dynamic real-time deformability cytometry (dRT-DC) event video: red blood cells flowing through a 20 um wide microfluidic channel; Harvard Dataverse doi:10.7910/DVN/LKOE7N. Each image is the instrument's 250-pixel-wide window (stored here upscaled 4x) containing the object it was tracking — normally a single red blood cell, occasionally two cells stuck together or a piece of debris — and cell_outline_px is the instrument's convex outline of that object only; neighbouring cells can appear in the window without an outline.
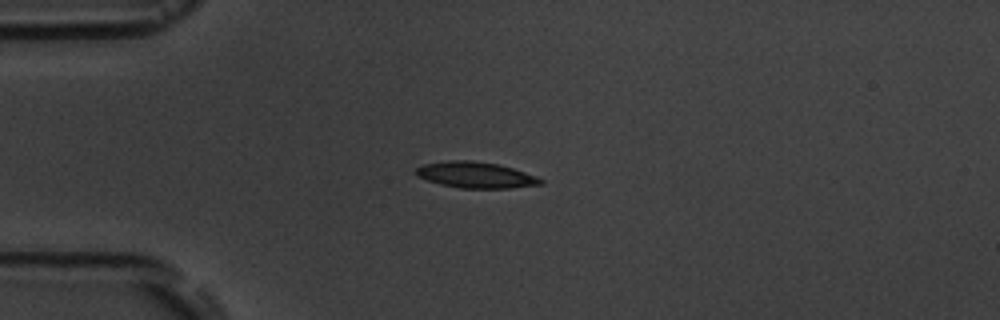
{"species": "common noctule bat (a hibernating species)", "species_latin": "Nyctalus noctula", "temperature_condition": "room temperature", "stored_images_in_passage": 13, "camera_frame_rate_fps": 3000, "um_per_image_px": 0.085, "animal": {"sex": "male", "body_mass_g": 19.5, "forearm_length_mm": 54.6}, "frame": {"image": 1, "passage_image": 3, "time_ms": 3.333, "image_size_px": [1000, 320], "cell_outline_px": [[544, 184], [508, 188], [460, 188], [440, 184], [416, 176], [412, 172], [416, 168], [424, 164], [448, 160], [468, 160], [496, 164], [512, 168], [536, 176], [544, 180]], "centroid_in_image_um": [40.4, 14.87], "position_along_channel_um": 44.6, "area_um2": 18.9}}
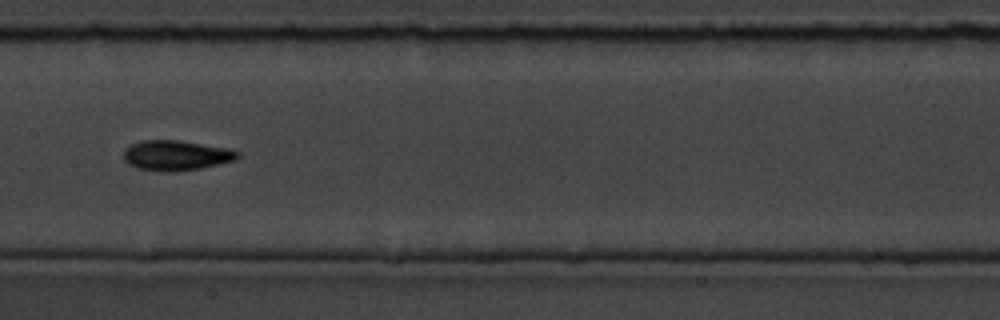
{"frame": {"image": 2, "passage_image": 7, "time_ms": 8.0, "image_size_px": [1000, 320], "cell_outline_px": [[240, 156], [236, 160], [200, 168], [176, 172], [164, 172], [136, 168], [128, 164], [124, 160], [124, 148], [140, 140], [180, 140], [228, 148], [240, 152]], "centroid_in_image_um": [14.96, 13.21], "position_along_channel_um": 192.4, "area_um2": 20.23}}
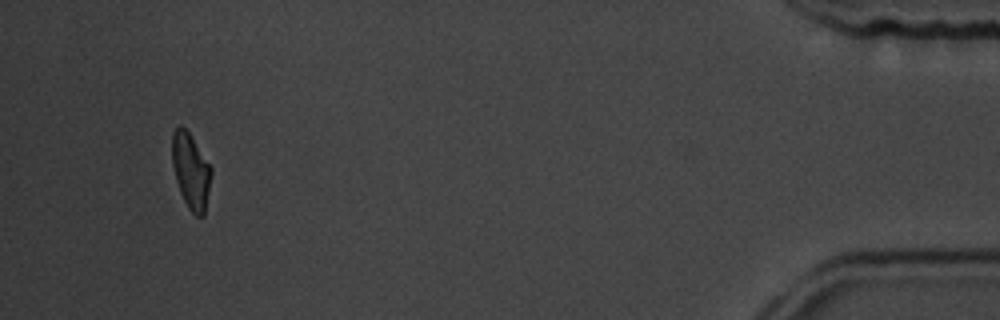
{"frame": {"image": 3, "passage_image": 13, "time_ms": 16.333, "image_size_px": [1000, 320], "cell_outline_px": [[212, 172], [204, 216], [196, 216], [188, 208], [180, 192], [176, 180], [172, 164], [172, 132], [176, 124], [180, 124], [188, 132], [212, 168]], "centroid_in_image_um": [16.2, 14.52], "position_along_channel_um": 419.0, "area_um2": 17.17}, "authors_computed_cell_mechanics": {"area_um2": 18.0914, "velocity_mm_per_s": 3.6175, "shape_relaxation_time_tau1_ms": 2.5954, "shape_relaxation_time_tau2_ms": 4.2336, "deformation_change_tau1": 0.1282, "deformation_change_tau2": 0.0991}}